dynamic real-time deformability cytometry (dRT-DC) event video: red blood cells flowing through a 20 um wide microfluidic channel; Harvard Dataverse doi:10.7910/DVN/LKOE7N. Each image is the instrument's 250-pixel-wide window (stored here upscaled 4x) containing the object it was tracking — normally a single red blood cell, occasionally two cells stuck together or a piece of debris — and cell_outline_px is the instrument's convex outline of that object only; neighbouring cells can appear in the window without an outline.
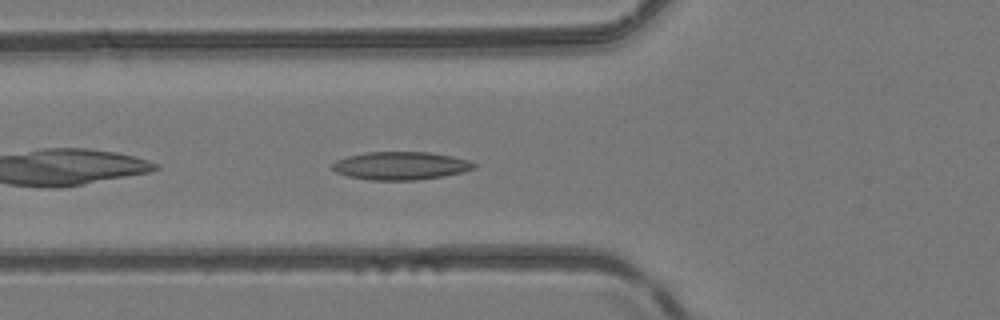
{"species": "common noctule bat (a hibernating species)", "species_latin": "Nyctalus noctula", "temperature_condition": "room temperature", "stored_images_in_passage": 30, "camera_frame_rate_fps": 3000, "um_per_image_px": 0.085, "animal": {"sex": "female", "body_mass_g": 24.6, "forearm_length_mm": 56.2}, "frame": {"image": 1, "passage_image": 3, "time_ms": 0.667, "image_size_px": [1000, 320], "cell_outline_px": [[476, 168], [464, 172], [416, 180], [372, 180], [348, 176], [336, 172], [332, 168], [332, 164], [336, 160], [348, 156], [368, 152], [428, 152], [452, 156], [468, 160], [476, 164]], "centroid_in_image_um": [34.06, 14.08], "position_along_channel_um": 91.7, "area_um2": 23.0}}
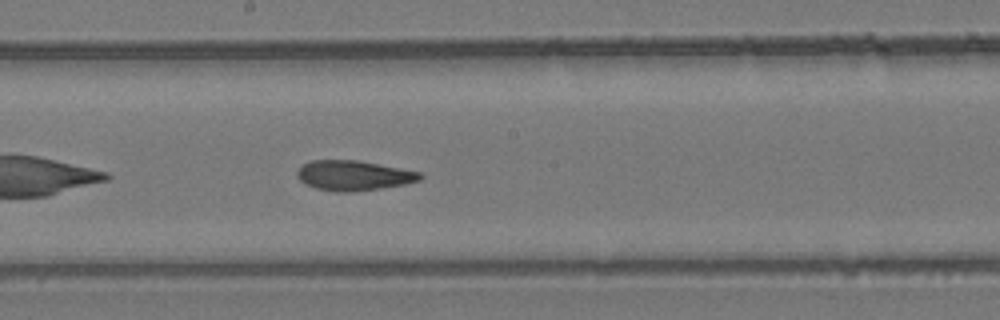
{"frame": {"image": 2, "passage_image": 12, "time_ms": 3.667, "image_size_px": [1000, 320], "cell_outline_px": [[424, 176], [420, 180], [404, 184], [380, 188], [352, 192], [336, 192], [316, 188], [300, 180], [296, 176], [296, 172], [300, 164], [312, 160], [356, 160], [420, 172]], "centroid_in_image_um": [30.01, 14.91], "position_along_channel_um": 218.2, "area_um2": 21.39}}
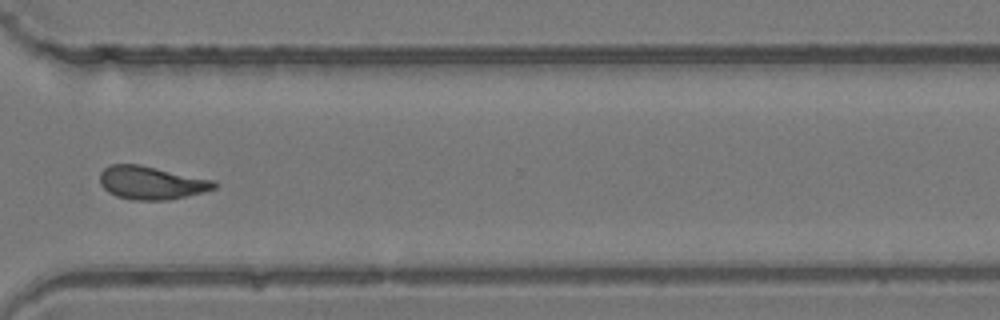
{"frame": {"image": 3, "passage_image": 22, "time_ms": 7.0, "image_size_px": [1000, 320], "cell_outline_px": [[216, 188], [204, 192], [168, 200], [132, 200], [116, 196], [108, 192], [100, 184], [100, 172], [104, 168], [112, 164], [140, 164], [216, 180]], "centroid_in_image_um": [12.87, 15.53], "position_along_channel_um": 357.7, "area_um2": 22.31}, "authors_computed_cell_mechanics": {"area_um2": 21.4149, "velocity_mm_per_s": 4.202, "shape_relaxation_time_tau1_ms": null, "shape_relaxation_time_tau2_ms": 2.9114, "deformation_change_tau1": null, "deformation_change_tau2": 0.1108}}